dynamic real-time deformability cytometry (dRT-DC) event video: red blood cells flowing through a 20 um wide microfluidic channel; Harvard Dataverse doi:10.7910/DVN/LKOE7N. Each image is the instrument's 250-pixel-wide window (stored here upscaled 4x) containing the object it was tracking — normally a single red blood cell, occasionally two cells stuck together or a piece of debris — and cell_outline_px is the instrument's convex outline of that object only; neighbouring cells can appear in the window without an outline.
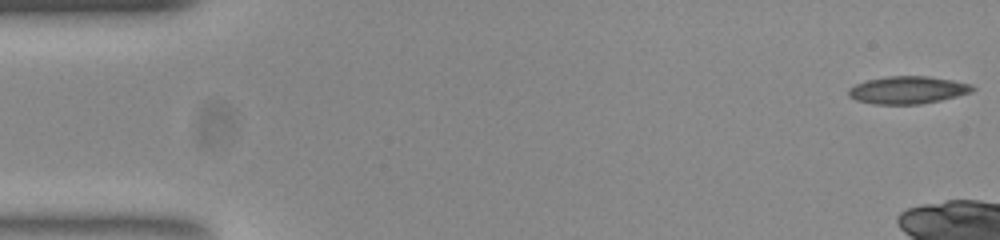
{"species": "common noctule bat (a hibernating species)", "species_latin": "Nyctalus noctula", "temperature_condition": "room temperature", "stored_images_in_passage": 11, "camera_frame_rate_fps": 3000, "um_per_image_px": 0.085, "animal": {"sex": "female", "body_mass_g": 23.0, "forearm_length_mm": 53.4}, "frame": {"image": 1, "passage_image": 1, "time_ms": 0.0, "image_size_px": [1000, 240], "cell_outline_px": [[976, 88], [972, 92], [940, 100], [920, 104], [876, 104], [856, 100], [848, 96], [848, 88], [856, 84], [868, 80], [888, 76], [928, 76], [952, 80], [972, 84]], "centroid_in_image_um": [77.16, 7.65], "position_along_channel_um": 7.8, "area_um2": 19.83}}